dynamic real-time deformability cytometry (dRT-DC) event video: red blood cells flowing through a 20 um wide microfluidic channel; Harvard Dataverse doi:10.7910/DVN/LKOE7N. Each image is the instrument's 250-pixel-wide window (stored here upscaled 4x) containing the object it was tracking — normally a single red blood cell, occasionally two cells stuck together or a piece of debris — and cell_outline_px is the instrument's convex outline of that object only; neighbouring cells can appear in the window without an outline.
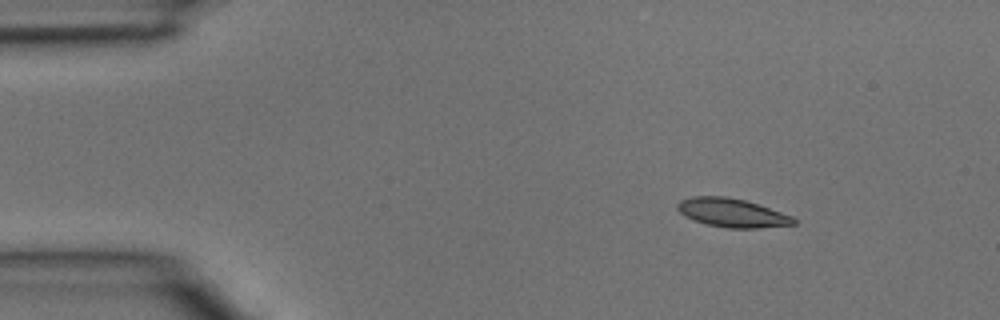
{"species": "common noctule bat (a hibernating species)", "species_latin": "Nyctalus noctula", "temperature_condition": "room temperature", "stored_images_in_passage": 3, "camera_frame_rate_fps": 3000, "um_per_image_px": 0.085, "animal": {"sex": "male", "body_mass_g": 15.6}, "frame": {"image": 1, "passage_image": 1, "time_ms": 0.0, "image_size_px": [1000, 320], "cell_outline_px": [[796, 224], [756, 228], [728, 228], [708, 224], [684, 216], [676, 208], [676, 204], [680, 200], [692, 196], [724, 196], [744, 200], [792, 216], [796, 220]], "centroid_in_image_um": [62.19, 18.08], "position_along_channel_um": 22.8, "area_um2": 19.13}}
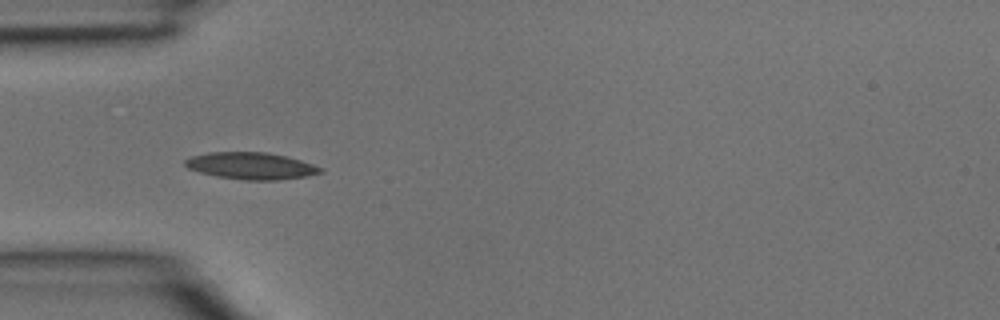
{"frame": {"image": 2, "passage_image": 3, "time_ms": 0.667, "image_size_px": [1000, 320], "cell_outline_px": [[324, 172], [304, 176], [276, 180], [244, 180], [216, 176], [200, 172], [188, 168], [184, 164], [184, 160], [192, 156], [208, 152], [268, 152], [288, 156], [324, 168]], "centroid_in_image_um": [21.34, 14.09], "position_along_channel_um": 63.7, "area_um2": 21.21}}